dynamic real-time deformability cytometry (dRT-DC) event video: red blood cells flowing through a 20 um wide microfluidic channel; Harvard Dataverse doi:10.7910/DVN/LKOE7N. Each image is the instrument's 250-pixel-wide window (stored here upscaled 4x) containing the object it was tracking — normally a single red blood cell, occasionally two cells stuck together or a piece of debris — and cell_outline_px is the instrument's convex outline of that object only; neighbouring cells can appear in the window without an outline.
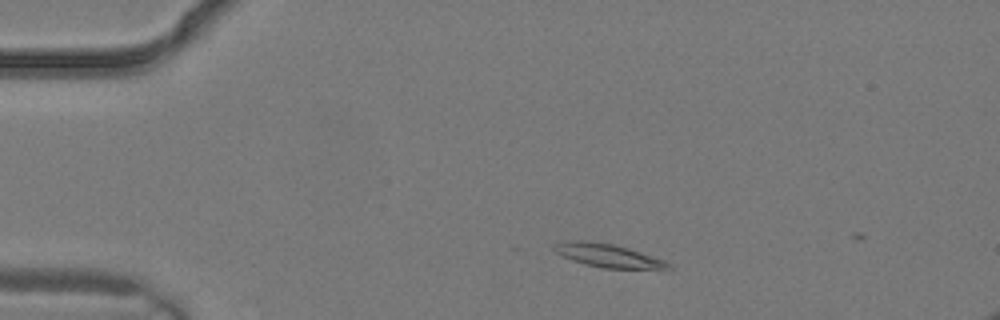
{"species": "common noctule bat (a hibernating species)", "species_latin": "Nyctalus noctula", "temperature_condition": "warm", "stored_images_in_passage": 4, "camera_frame_rate_fps": 3000, "um_per_image_px": 0.085, "animal": {"sex": "male", "body_mass_g": 19.2, "forearm_length_mm": 51.8}, "frame": {"image": 1, "passage_image": 4, "time_ms": 1.0, "image_size_px": [1000, 320], "cell_outline_px": [[672, 268], [668, 272], [604, 268], [584, 264], [564, 256], [556, 252], [552, 248], [552, 244], [564, 240], [588, 240], [612, 244], [628, 248], [664, 260]], "centroid_in_image_um": [51.78, 21.76], "position_along_channel_um": 33.2, "area_um2": 16.24}}